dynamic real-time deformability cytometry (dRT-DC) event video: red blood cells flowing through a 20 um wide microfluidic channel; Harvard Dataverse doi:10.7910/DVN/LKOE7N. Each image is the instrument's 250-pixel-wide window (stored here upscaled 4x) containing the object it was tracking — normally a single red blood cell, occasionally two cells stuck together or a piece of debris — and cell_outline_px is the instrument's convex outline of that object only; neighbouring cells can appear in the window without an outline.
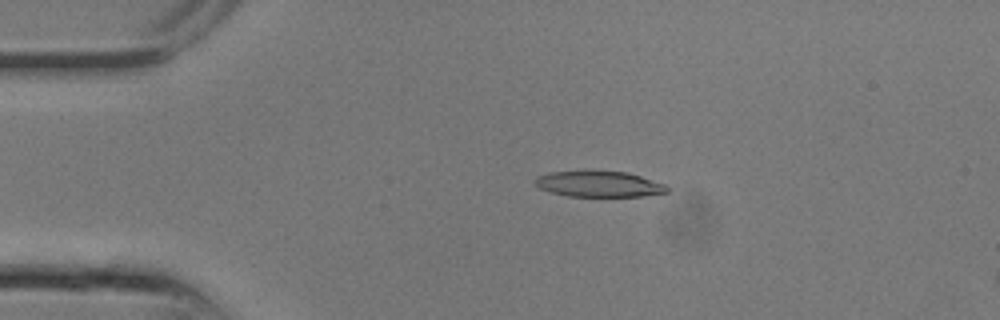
{"species": "common noctule bat (a hibernating species)", "species_latin": "Nyctalus noctula", "temperature_condition": "room temperature", "stored_images_in_passage": 8, "camera_frame_rate_fps": 3000, "um_per_image_px": 0.085, "animal": {"sex": "male", "body_mass_g": 13.3}, "frame": {"image": 1, "passage_image": 5, "time_ms": 1.333, "image_size_px": [1000, 320], "cell_outline_px": [[668, 192], [644, 196], [568, 196], [552, 192], [540, 188], [532, 184], [532, 180], [536, 176], [552, 172], [584, 168], [592, 168], [628, 172], [664, 184], [668, 188]], "centroid_in_image_um": [50.83, 15.59], "position_along_channel_um": 34.2, "area_um2": 20.75}}